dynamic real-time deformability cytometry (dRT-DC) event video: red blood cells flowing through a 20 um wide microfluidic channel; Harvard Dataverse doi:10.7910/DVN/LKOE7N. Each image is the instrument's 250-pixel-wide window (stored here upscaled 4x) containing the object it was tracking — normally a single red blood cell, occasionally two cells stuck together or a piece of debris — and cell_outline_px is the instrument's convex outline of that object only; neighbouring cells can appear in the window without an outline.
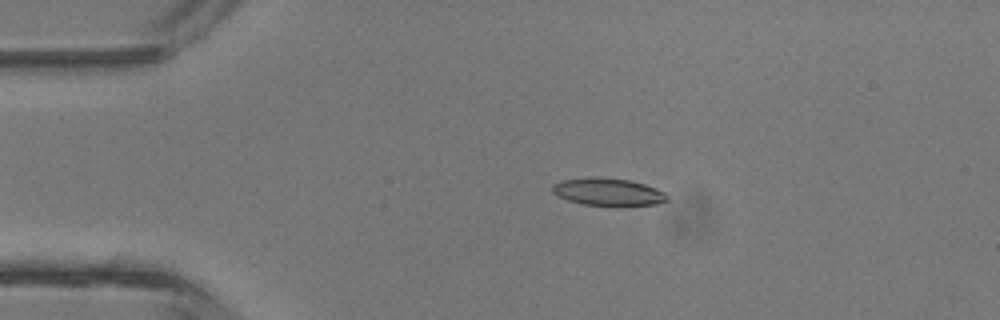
{"species": "common noctule bat (a hibernating species)", "species_latin": "Nyctalus noctula", "temperature_condition": "room temperature", "stored_images_in_passage": 3, "camera_frame_rate_fps": 3000, "um_per_image_px": 0.085, "animal": {"sex": "male", "body_mass_g": 13.3}, "frame": {"image": 1, "passage_image": 3, "time_ms": 2.333, "image_size_px": [1000, 320], "cell_outline_px": [[668, 200], [656, 204], [620, 208], [584, 204], [568, 200], [556, 196], [552, 192], [552, 184], [564, 180], [592, 176], [596, 176], [632, 180], [656, 188], [664, 192], [668, 196]], "centroid_in_image_um": [51.71, 16.33], "position_along_channel_um": 33.3, "area_um2": 19.13}}